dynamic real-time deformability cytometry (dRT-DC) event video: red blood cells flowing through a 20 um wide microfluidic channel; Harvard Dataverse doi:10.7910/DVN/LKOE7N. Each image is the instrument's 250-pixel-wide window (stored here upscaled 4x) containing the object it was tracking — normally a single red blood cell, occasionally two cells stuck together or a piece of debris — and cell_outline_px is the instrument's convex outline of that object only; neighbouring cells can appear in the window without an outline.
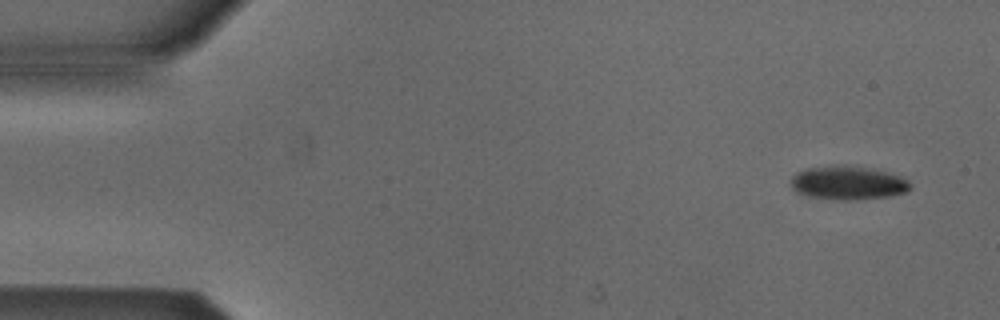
{"species": "Egyptian fruit bat (a non-hibernating species)", "species_latin": "Rousettus aegyptiacus", "temperature_condition": "cold", "stored_images_in_passage": 6, "camera_frame_rate_fps": 3000, "um_per_image_px": 0.085, "animal": {"sex": "male"}, "frame": {"image": 1, "passage_image": 1, "time_ms": 0.0, "image_size_px": [1000, 320], "cell_outline_px": [[912, 188], [908, 192], [888, 196], [848, 200], [836, 200], [808, 196], [796, 192], [792, 188], [792, 176], [796, 172], [808, 168], [840, 164], [864, 168], [884, 172], [900, 176], [908, 180], [912, 184]], "centroid_in_image_um": [72.07, 15.55], "position_along_channel_um": 12.9, "area_um2": 23.29}}
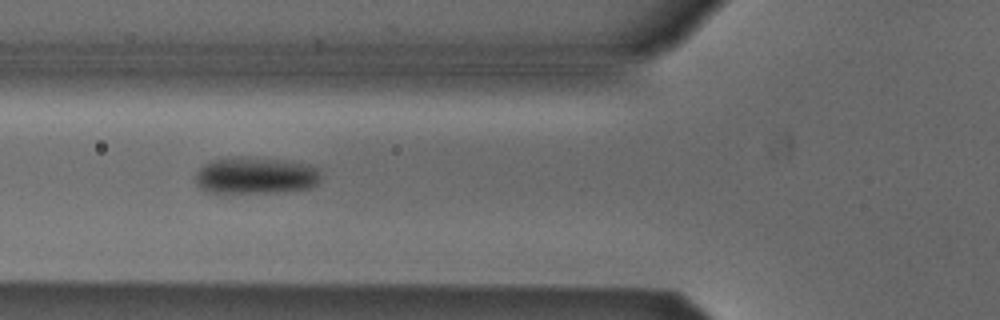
{"frame": {"image": 2, "passage_image": 5, "time_ms": 5.333, "image_size_px": [1000, 320], "cell_outline_px": [[320, 180], [316, 184], [308, 188], [280, 192], [208, 192], [200, 188], [196, 184], [196, 172], [204, 164], [212, 160], [236, 156], [248, 156], [284, 160], [308, 164], [320, 168]], "centroid_in_image_um": [21.74, 14.9], "position_along_channel_um": 104.1, "area_um2": 27.11}}
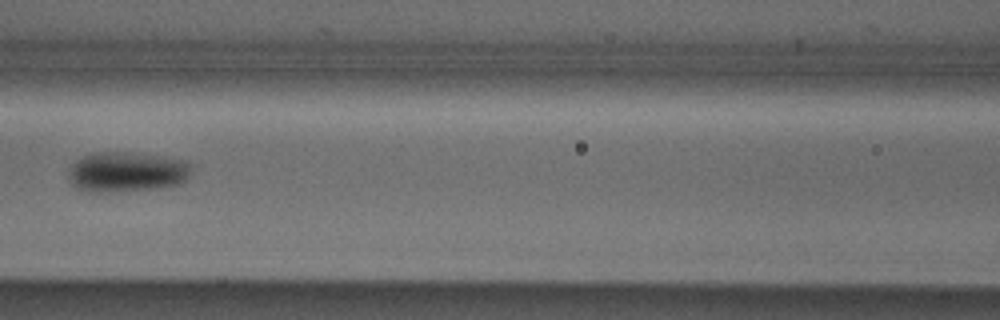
{"frame": {"image": 3, "passage_image": 6, "time_ms": 6.667, "image_size_px": [1000, 320], "cell_outline_px": [[192, 164], [188, 176], [180, 184], [160, 188], [100, 192], [92, 192], [76, 188], [68, 180], [68, 168], [76, 160], [92, 152], [128, 152], [164, 156], [188, 160]], "centroid_in_image_um": [10.77, 14.6], "position_along_channel_um": 155.8, "area_um2": 29.07}}